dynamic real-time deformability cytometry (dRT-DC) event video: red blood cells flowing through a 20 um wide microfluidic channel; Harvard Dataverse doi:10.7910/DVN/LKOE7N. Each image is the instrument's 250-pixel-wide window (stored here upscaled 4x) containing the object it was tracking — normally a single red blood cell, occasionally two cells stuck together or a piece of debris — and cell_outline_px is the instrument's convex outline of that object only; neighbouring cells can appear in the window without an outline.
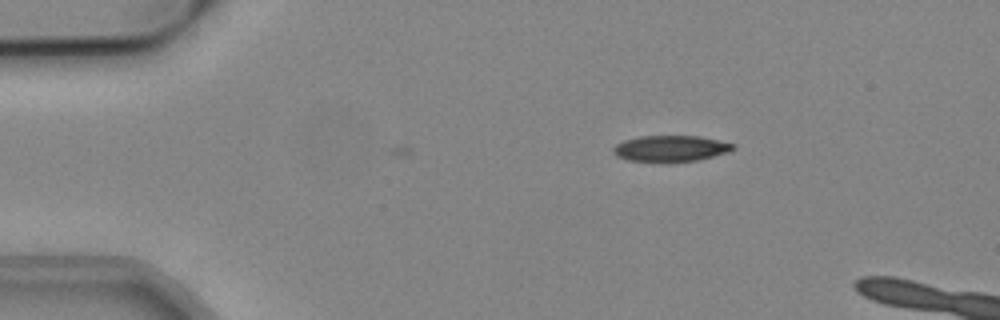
{"species": "common noctule bat (a hibernating species)", "species_latin": "Nyctalus noctula", "temperature_condition": "cold", "stored_images_in_passage": 2, "camera_frame_rate_fps": 3000, "um_per_image_px": 0.085, "animal": {"sex": "male", "body_mass_g": 19.2, "forearm_length_mm": 51.8}, "frame": {"image": 1, "passage_image": 2, "time_ms": 0.333, "image_size_px": [1000, 320], "cell_outline_px": [[736, 148], [728, 152], [696, 160], [668, 164], [628, 160], [616, 156], [612, 152], [612, 148], [616, 144], [624, 140], [640, 136], [700, 136], [736, 144]], "centroid_in_image_um": [56.98, 12.65], "position_along_channel_um": 28.0, "area_um2": 18.73}}